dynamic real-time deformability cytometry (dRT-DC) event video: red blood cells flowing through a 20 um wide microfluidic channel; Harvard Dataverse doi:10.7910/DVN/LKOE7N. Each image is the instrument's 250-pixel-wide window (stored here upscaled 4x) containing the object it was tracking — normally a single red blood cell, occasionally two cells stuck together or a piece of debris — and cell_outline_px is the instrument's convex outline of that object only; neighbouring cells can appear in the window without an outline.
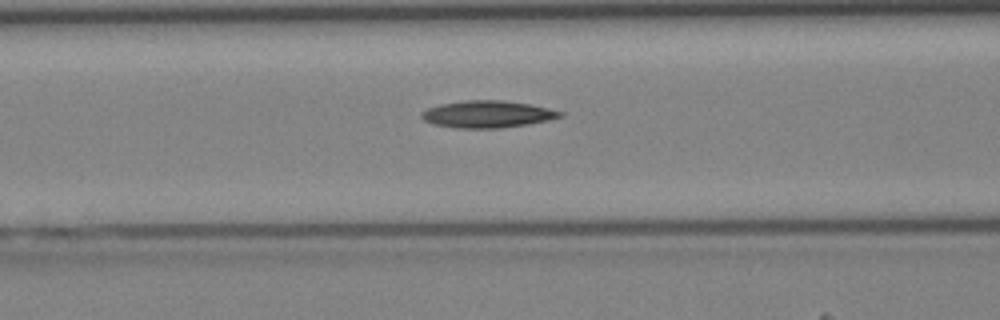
{"species": "Egyptian fruit bat (a non-hibernating species)", "species_latin": "Rousettus aegyptiacus", "temperature_condition": "cold", "stored_images_in_passage": 42, "camera_frame_rate_fps": 3000, "um_per_image_px": 0.085, "animal": {"sex": "female"}, "frame": {"image": 1, "passage_image": 17, "time_ms": 5.333, "image_size_px": [1000, 320], "cell_outline_px": [[564, 116], [548, 120], [528, 124], [500, 128], [456, 128], [432, 124], [424, 120], [420, 116], [420, 112], [428, 108], [440, 104], [464, 100], [500, 100], [532, 104], [564, 112]], "centroid_in_image_um": [41.42, 9.7], "position_along_channel_um": 125.2, "area_um2": 21.96}}
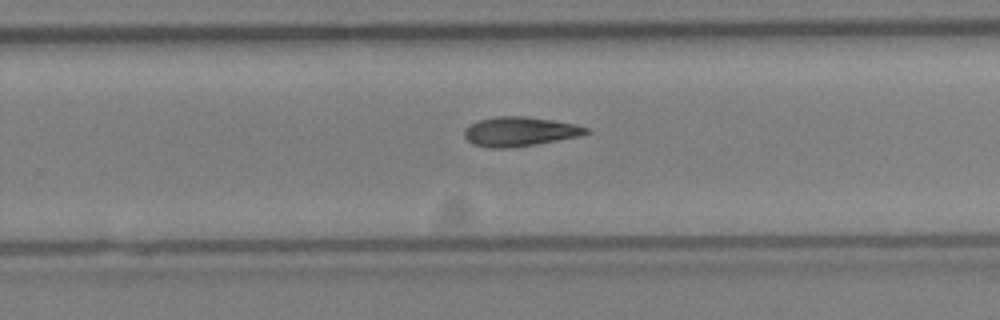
{"frame": {"image": 2, "passage_image": 27, "time_ms": 8.667, "image_size_px": [1000, 320], "cell_outline_px": [[592, 132], [580, 136], [536, 144], [508, 148], [488, 148], [472, 144], [464, 136], [464, 128], [476, 120], [496, 116], [524, 116], [552, 120], [576, 124], [588, 128]], "centroid_in_image_um": [44.16, 11.18], "position_along_channel_um": 285.6, "area_um2": 21.04}}
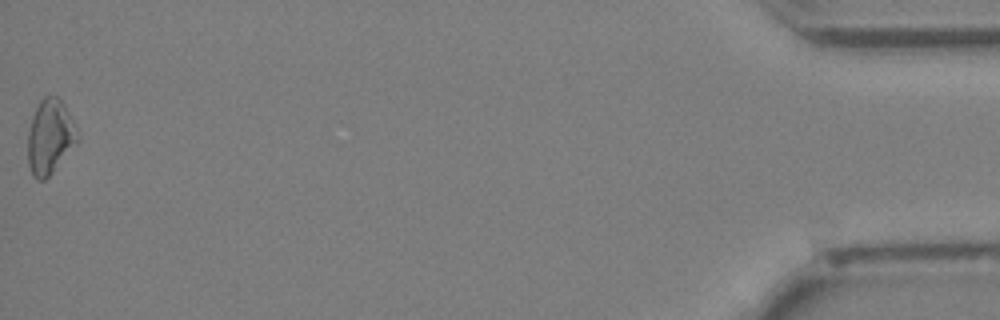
{"frame": {"image": 3, "passage_image": 42, "time_ms": 13.667, "image_size_px": [1000, 320], "cell_outline_px": [[80, 140], [52, 172], [44, 180], [36, 180], [32, 176], [28, 164], [28, 132], [32, 116], [40, 100], [48, 92], [56, 96], [64, 104], [80, 136]], "centroid_in_image_um": [4.25, 11.61], "position_along_channel_um": 431.0, "area_um2": 21.73}}